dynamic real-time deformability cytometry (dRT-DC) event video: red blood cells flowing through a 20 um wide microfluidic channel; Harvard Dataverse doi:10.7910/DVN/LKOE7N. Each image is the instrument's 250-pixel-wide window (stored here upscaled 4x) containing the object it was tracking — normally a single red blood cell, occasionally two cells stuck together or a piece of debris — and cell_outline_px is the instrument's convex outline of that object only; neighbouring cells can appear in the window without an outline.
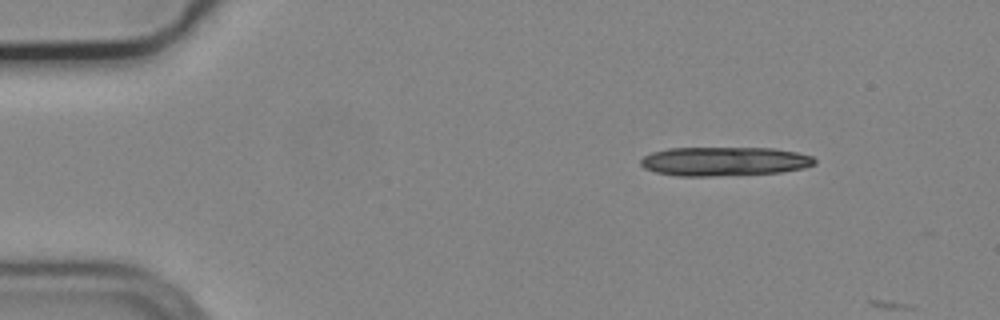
{"species": "common noctule bat (a hibernating species)", "species_latin": "Nyctalus noctula", "temperature_condition": "cold", "stored_images_in_passage": 2, "camera_frame_rate_fps": 3000, "um_per_image_px": 0.085, "animal": {"sex": "male", "body_mass_g": 19.2, "forearm_length_mm": 51.8}, "frame": {"image": 1, "passage_image": 1, "time_ms": 0.0, "image_size_px": [1000, 320], "cell_outline_px": [[816, 164], [804, 168], [780, 172], [716, 176], [676, 176], [656, 172], [644, 168], [640, 164], [640, 160], [644, 156], [652, 152], [668, 148], [772, 148], [796, 152], [812, 156], [816, 160]], "centroid_in_image_um": [61.55, 13.72], "position_along_channel_um": 23.4, "area_um2": 29.48}}